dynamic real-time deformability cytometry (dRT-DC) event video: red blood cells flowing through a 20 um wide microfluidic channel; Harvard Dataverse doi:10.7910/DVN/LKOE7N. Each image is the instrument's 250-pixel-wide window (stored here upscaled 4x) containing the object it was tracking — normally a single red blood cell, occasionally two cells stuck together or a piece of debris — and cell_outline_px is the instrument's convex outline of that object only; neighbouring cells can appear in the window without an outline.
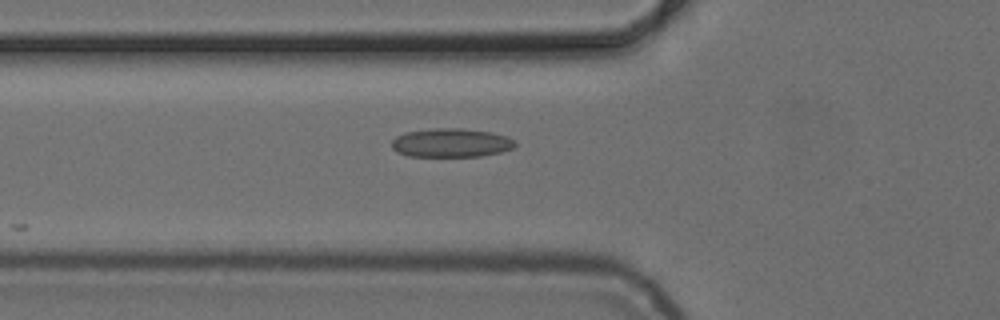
{"species": "common noctule bat (a hibernating species)", "species_latin": "Nyctalus noctula", "temperature_condition": "cold", "stored_images_in_passage": 4, "camera_frame_rate_fps": 3000, "um_per_image_px": 0.085, "animal": {"sex": "female", "body_mass_g": 24.6, "forearm_length_mm": 56.2}, "frame": {"image": 1, "passage_image": 4, "time_ms": 3.333, "image_size_px": [1000, 320], "cell_outline_px": [[516, 144], [512, 148], [500, 152], [480, 156], [408, 156], [396, 152], [392, 148], [392, 140], [396, 136], [404, 132], [432, 128], [460, 128], [492, 132], [508, 136], [516, 140]], "centroid_in_image_um": [38.34, 12.13], "position_along_channel_um": 87.5, "area_um2": 20.87}}